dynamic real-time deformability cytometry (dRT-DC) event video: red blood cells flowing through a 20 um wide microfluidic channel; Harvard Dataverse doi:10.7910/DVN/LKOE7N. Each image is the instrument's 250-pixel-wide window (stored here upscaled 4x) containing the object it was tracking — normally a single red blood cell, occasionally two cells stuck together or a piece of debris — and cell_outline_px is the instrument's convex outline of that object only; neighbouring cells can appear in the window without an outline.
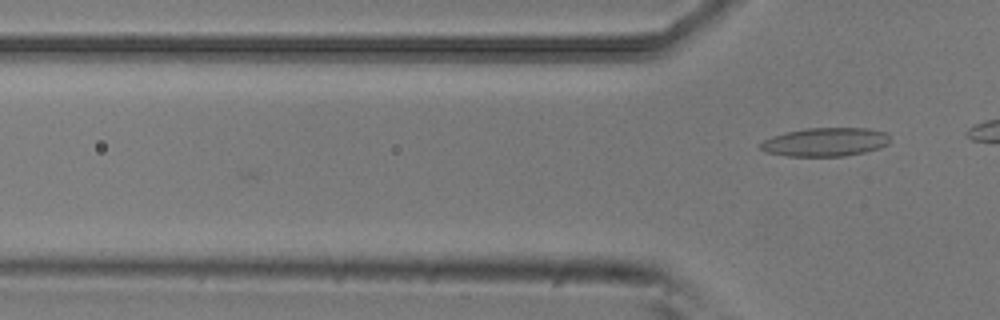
{"species": "common noctule bat (a hibernating species)", "species_latin": "Nyctalus noctula", "temperature_condition": "room temperature", "stored_images_in_passage": 6, "camera_frame_rate_fps": 3000, "um_per_image_px": 0.085, "animal": {"sex": "male", "body_mass_g": 20.5, "forearm_length_mm": 52.5}, "frame": {"image": 1, "passage_image": 6, "time_ms": 1.667, "image_size_px": [1000, 320], "cell_outline_px": [[892, 140], [888, 144], [880, 148], [864, 152], [844, 156], [788, 156], [764, 152], [756, 144], [772, 136], [804, 128], [868, 128], [884, 132]], "centroid_in_image_um": [70.13, 12.07], "position_along_channel_um": 55.7, "area_um2": 21.73}}